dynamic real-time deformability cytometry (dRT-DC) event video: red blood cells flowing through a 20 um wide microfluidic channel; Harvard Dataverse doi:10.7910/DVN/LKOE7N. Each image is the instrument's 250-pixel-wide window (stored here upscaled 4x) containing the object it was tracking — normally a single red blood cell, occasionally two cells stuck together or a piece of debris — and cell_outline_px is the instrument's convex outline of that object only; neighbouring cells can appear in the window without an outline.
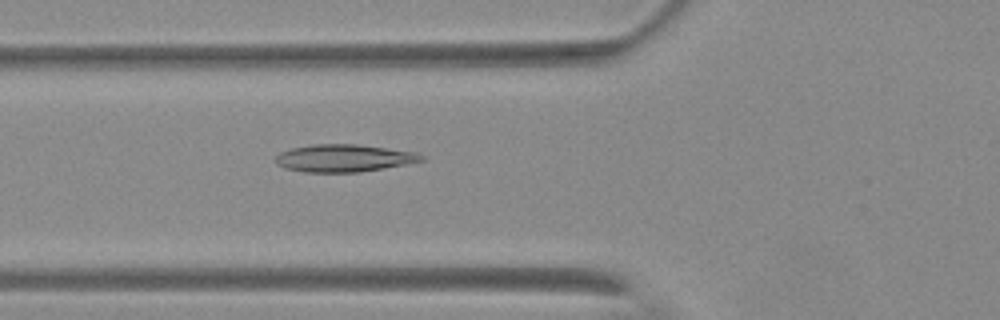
{"species": "Egyptian fruit bat (a non-hibernating species)", "species_latin": "Rousettus aegyptiacus", "temperature_condition": "warm", "stored_images_in_passage": 44, "camera_frame_rate_fps": 3000, "um_per_image_px": 0.085, "animal": {"sex": "female"}, "frame": {"image": 1, "passage_image": 9, "time_ms": 2.667, "image_size_px": [1000, 320], "cell_outline_px": [[424, 160], [384, 168], [360, 172], [304, 172], [284, 168], [276, 164], [276, 156], [280, 152], [292, 148], [312, 144], [356, 144], [420, 152], [424, 156]], "centroid_in_image_um": [29.24, 13.43], "position_along_channel_um": 96.6, "area_um2": 23.41}}
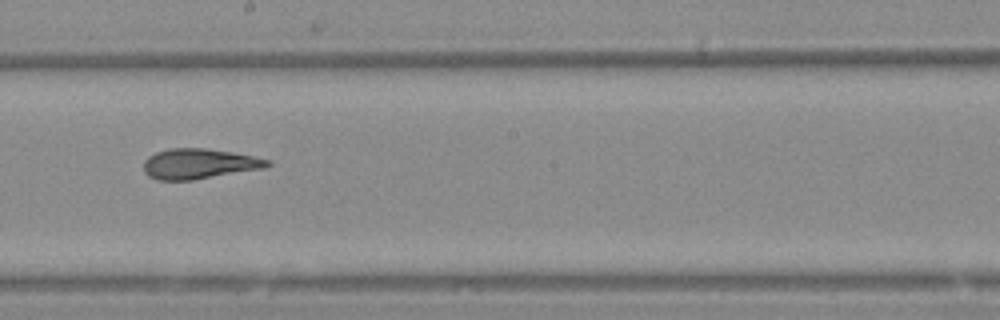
{"frame": {"image": 2, "passage_image": 20, "time_ms": 6.333, "image_size_px": [1000, 320], "cell_outline_px": [[272, 164], [264, 168], [192, 180], [156, 180], [148, 176], [144, 172], [144, 160], [148, 156], [156, 152], [168, 148], [208, 148], [232, 152], [272, 160]], "centroid_in_image_um": [16.9, 13.92], "position_along_channel_um": 231.3, "area_um2": 21.91}}
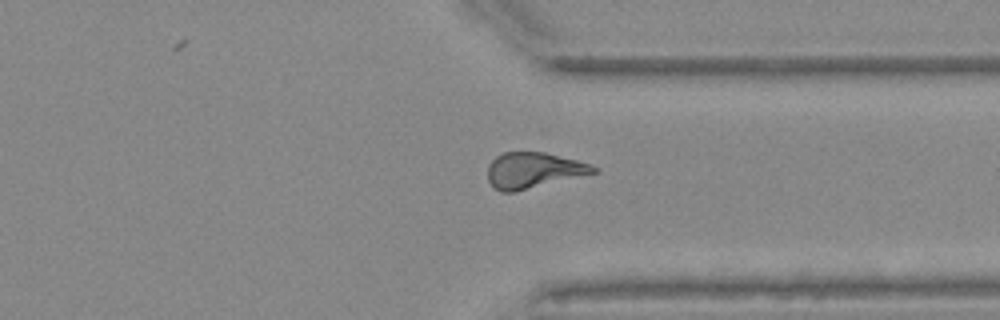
{"frame": {"image": 3, "passage_image": 31, "time_ms": 10.0, "image_size_px": [1000, 320], "cell_outline_px": [[600, 168], [596, 172], [512, 192], [500, 192], [492, 188], [488, 180], [488, 164], [496, 156], [504, 152], [544, 152], [576, 160]], "centroid_in_image_um": [45.28, 14.47], "position_along_channel_um": 366.1, "area_um2": 21.73}, "authors_computed_cell_mechanics": {"area_um2": 21.9929, "velocity_mm_per_s": 3.6741, "shape_relaxation_time_tau1_ms": null, "shape_relaxation_time_tau2_ms": 2.4567, "deformation_change_tau1": null, "deformation_change_tau2": 0.0938}}